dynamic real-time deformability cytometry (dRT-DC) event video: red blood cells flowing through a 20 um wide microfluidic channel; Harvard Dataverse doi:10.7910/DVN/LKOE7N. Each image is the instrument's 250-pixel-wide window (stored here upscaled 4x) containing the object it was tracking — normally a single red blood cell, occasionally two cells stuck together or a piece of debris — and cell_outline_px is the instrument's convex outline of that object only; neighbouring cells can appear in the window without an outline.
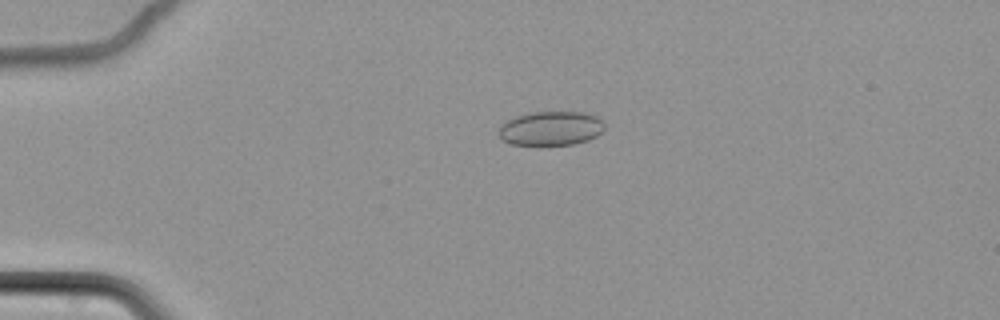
{"species": "common noctule bat (a hibernating species)", "species_latin": "Nyctalus noctula", "temperature_condition": "cold", "stored_images_in_passage": 57, "camera_frame_rate_fps": 3000, "um_per_image_px": 0.085, "animal": {"sex": "female", "body_mass_g": 22.7, "forearm_length_mm": 54.2}, "frame": {"image": 1, "passage_image": 11, "time_ms": 3.333, "image_size_px": [1000, 320], "cell_outline_px": [[604, 128], [596, 136], [588, 140], [572, 144], [540, 148], [512, 144], [504, 140], [500, 136], [500, 124], [516, 116], [532, 112], [580, 112], [596, 116], [604, 124]], "centroid_in_image_um": [46.79, 10.96], "position_along_channel_um": 38.2, "area_um2": 21.5}}
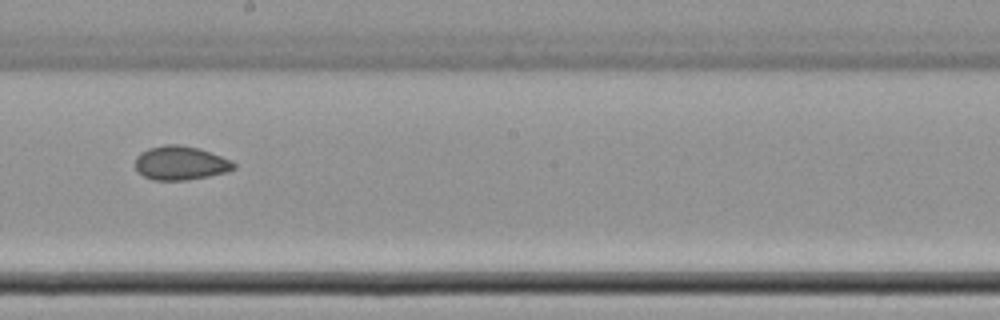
{"frame": {"image": 2, "passage_image": 32, "time_ms": 10.333, "image_size_px": [1000, 320], "cell_outline_px": [[236, 168], [228, 172], [188, 180], [152, 180], [136, 172], [136, 156], [140, 152], [148, 148], [164, 144], [180, 144], [200, 148], [232, 160], [236, 164]], "centroid_in_image_um": [15.35, 13.85], "position_along_channel_um": 232.8, "area_um2": 19.83}}
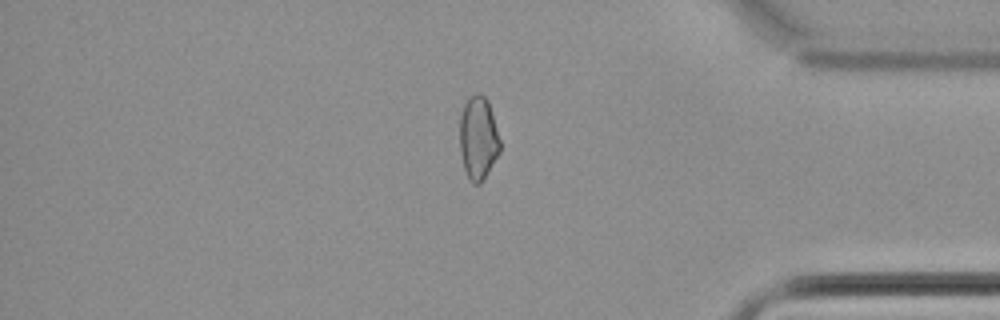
{"frame": {"image": 3, "passage_image": 48, "time_ms": 15.667, "image_size_px": [1000, 320], "cell_outline_px": [[500, 152], [488, 172], [480, 184], [472, 184], [464, 168], [460, 152], [460, 116], [464, 104], [472, 96], [480, 92], [488, 100], [492, 112], [500, 140]], "centroid_in_image_um": [40.65, 11.74], "position_along_channel_um": 394.5, "area_um2": 19.48}, "authors_computed_cell_mechanics": {"area_um2": 20.0566, "velocity_mm_per_s": 3.4435, "shape_relaxation_time_tau1_ms": 5.5316, "shape_relaxation_time_tau2_ms": null, "deformation_change_tau1": 0.0447, "deformation_change_tau2": null}}